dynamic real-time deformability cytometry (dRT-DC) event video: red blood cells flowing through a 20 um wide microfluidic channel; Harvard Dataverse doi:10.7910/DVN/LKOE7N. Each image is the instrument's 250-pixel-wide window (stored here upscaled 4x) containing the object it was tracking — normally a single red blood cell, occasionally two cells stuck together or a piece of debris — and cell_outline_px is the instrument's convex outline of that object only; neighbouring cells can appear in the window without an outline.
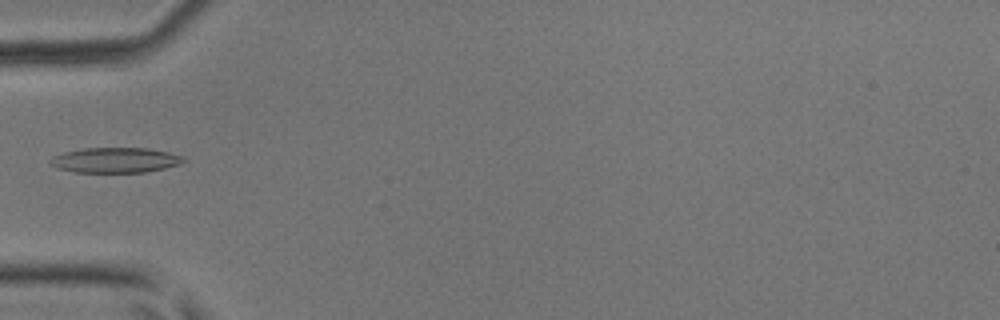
{"species": "common noctule bat (a hibernating species)", "species_latin": "Nyctalus noctula", "temperature_condition": "room temperature", "stored_images_in_passage": 4, "camera_frame_rate_fps": 3000, "um_per_image_px": 0.085, "animal": {"sex": "male", "body_mass_g": 17.9, "forearm_length_mm": 54.2}, "frame": {"image": 1, "passage_image": 4, "time_ms": 1.0, "image_size_px": [1000, 320], "cell_outline_px": [[188, 160], [180, 164], [164, 168], [144, 172], [76, 172], [56, 168], [48, 160], [52, 156], [64, 152], [84, 148], [148, 148], [168, 152], [184, 156]], "centroid_in_image_um": [9.82, 13.6], "position_along_channel_um": 75.2, "area_um2": 19.59}}